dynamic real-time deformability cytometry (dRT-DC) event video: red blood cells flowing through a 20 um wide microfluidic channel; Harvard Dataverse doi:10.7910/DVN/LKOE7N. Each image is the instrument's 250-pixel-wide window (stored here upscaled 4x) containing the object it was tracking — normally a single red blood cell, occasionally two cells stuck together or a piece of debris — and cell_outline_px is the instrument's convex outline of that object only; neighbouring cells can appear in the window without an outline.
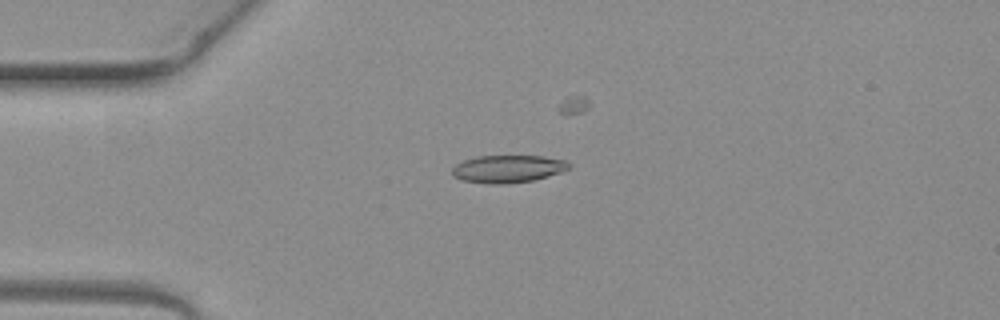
{"species": "common noctule bat (a hibernating species)", "species_latin": "Nyctalus noctula", "temperature_condition": "warm", "stored_images_in_passage": 5, "camera_frame_rate_fps": 3000, "um_per_image_px": 0.085, "animal": {"sex": "female", "body_mass_g": 19.3, "forearm_length_mm": 54.1}, "frame": {"image": 1, "passage_image": 5, "time_ms": 1.333, "image_size_px": [1000, 320], "cell_outline_px": [[572, 164], [568, 168], [560, 172], [548, 176], [532, 180], [504, 184], [492, 184], [460, 180], [452, 176], [452, 168], [456, 164], [464, 160], [476, 156], [544, 156], [564, 160]], "centroid_in_image_um": [43.13, 14.35], "position_along_channel_um": 41.9, "area_um2": 18.73}}